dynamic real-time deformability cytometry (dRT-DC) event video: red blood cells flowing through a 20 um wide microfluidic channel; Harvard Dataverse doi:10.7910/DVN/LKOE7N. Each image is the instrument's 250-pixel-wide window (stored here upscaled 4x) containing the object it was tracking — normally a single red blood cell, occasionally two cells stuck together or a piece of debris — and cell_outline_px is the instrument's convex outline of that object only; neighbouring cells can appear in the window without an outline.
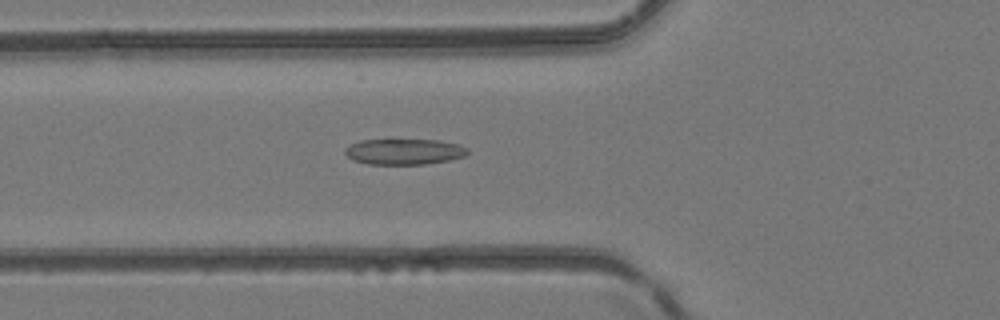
{"species": "common noctule bat (a hibernating species)", "species_latin": "Nyctalus noctula", "temperature_condition": "room temperature", "stored_images_in_passage": 46, "camera_frame_rate_fps": 3000, "um_per_image_px": 0.085, "animal": {"sex": "female", "body_mass_g": 24.6, "forearm_length_mm": 56.2}, "frame": {"image": 1, "passage_image": 17, "time_ms": 5.333, "image_size_px": [1000, 320], "cell_outline_px": [[468, 152], [464, 156], [448, 160], [424, 164], [368, 164], [352, 160], [344, 152], [344, 148], [360, 140], [388, 136], [436, 140], [460, 144], [468, 148]], "centroid_in_image_um": [34.3, 12.83], "position_along_channel_um": 91.5, "area_um2": 19.42}}
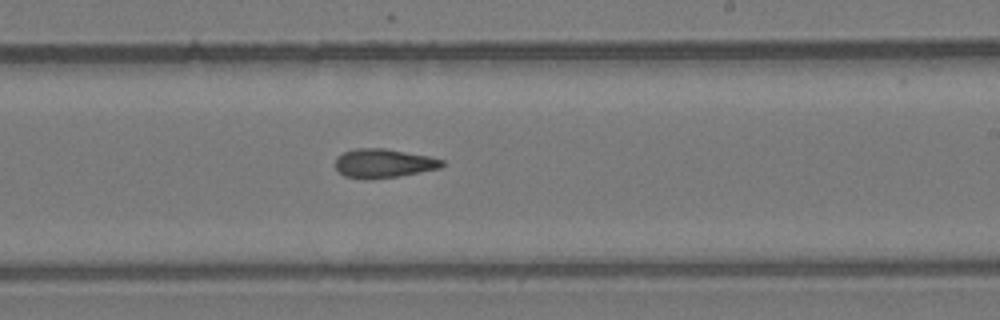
{"frame": {"image": 2, "passage_image": 28, "time_ms": 9.0, "image_size_px": [1000, 320], "cell_outline_px": [[444, 164], [440, 168], [420, 172], [372, 180], [344, 176], [336, 168], [336, 156], [344, 152], [356, 148], [384, 148], [428, 156], [444, 160]], "centroid_in_image_um": [32.58, 13.88], "position_along_channel_um": 256.4, "area_um2": 17.92}}
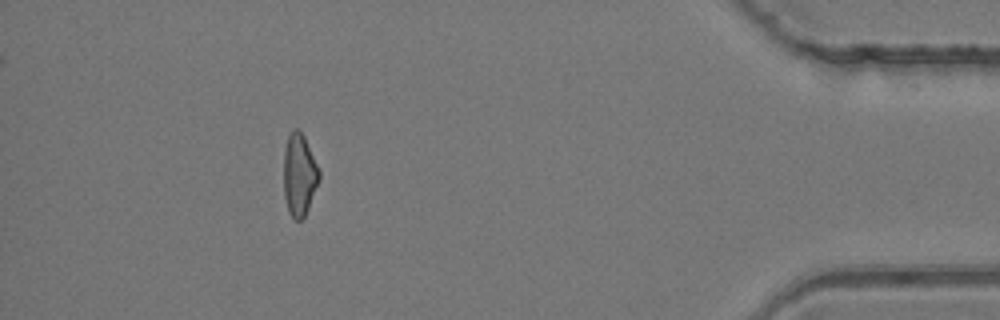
{"frame": {"image": 3, "passage_image": 42, "time_ms": 13.667, "image_size_px": [1000, 320], "cell_outline_px": [[320, 180], [308, 208], [304, 216], [300, 220], [292, 220], [288, 212], [284, 196], [284, 148], [288, 136], [292, 128], [296, 128], [304, 136], [320, 168]], "centroid_in_image_um": [25.44, 14.86], "position_along_channel_um": 409.8, "area_um2": 17.28}}